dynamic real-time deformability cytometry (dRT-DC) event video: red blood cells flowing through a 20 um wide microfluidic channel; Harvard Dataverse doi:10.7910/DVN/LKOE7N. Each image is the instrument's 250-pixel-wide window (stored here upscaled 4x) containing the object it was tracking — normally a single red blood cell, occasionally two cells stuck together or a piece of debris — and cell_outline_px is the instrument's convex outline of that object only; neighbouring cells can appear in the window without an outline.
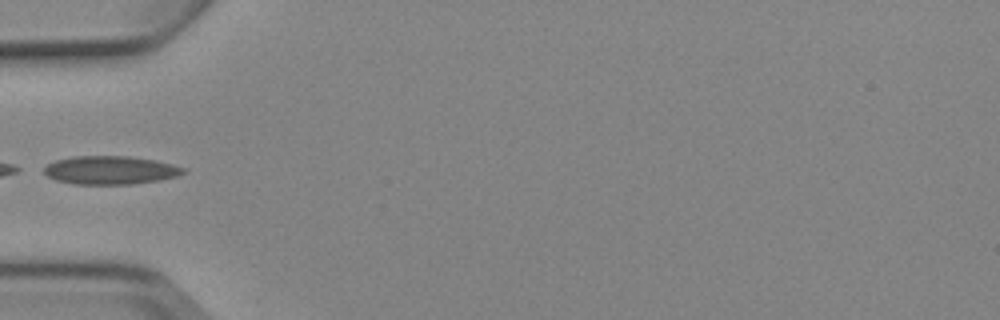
{"species": "Egyptian fruit bat (a non-hibernating species)", "species_latin": "Rousettus aegyptiacus", "temperature_condition": "cold", "stored_images_in_passage": 6, "camera_frame_rate_fps": 3000, "um_per_image_px": 0.085, "animal": {"sex": "female"}, "frame": {"image": 1, "passage_image": 5, "time_ms": 4.667, "image_size_px": [1000, 320], "cell_outline_px": [[184, 172], [176, 176], [160, 180], [132, 184], [72, 184], [56, 180], [48, 176], [44, 172], [44, 168], [48, 164], [56, 160], [76, 156], [128, 156], [156, 160], [172, 164], [184, 168]], "centroid_in_image_um": [9.37, 14.46], "position_along_channel_um": 75.6, "area_um2": 22.89}}
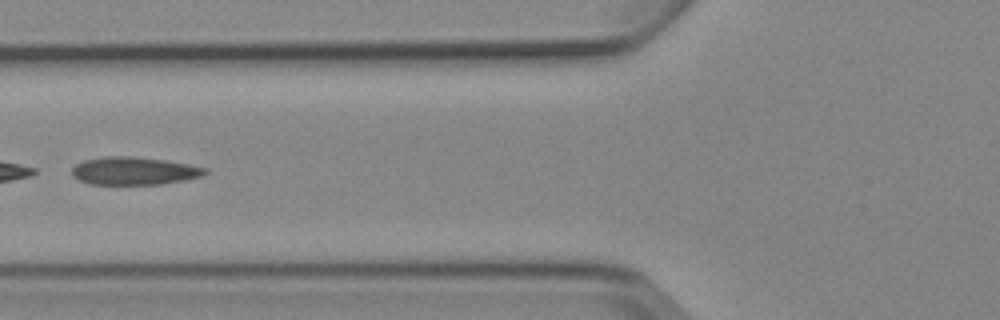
{"frame": {"image": 2, "passage_image": 6, "time_ms": 5.667, "image_size_px": [1000, 320], "cell_outline_px": [[208, 172], [204, 176], [164, 184], [88, 184], [72, 176], [72, 168], [76, 164], [84, 160], [104, 156], [132, 156], [164, 160], [188, 164], [208, 168]], "centroid_in_image_um": [11.41, 14.53], "position_along_channel_um": 114.4, "area_um2": 21.73}}